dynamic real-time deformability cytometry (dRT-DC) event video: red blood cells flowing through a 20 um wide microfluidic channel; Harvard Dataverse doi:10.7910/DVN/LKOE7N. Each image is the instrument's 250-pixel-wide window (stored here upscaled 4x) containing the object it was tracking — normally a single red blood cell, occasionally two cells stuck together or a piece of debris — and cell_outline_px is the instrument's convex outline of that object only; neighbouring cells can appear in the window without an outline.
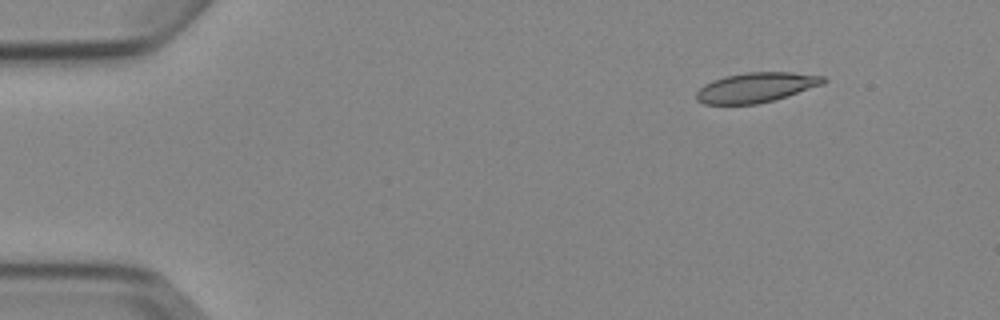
{"species": "Egyptian fruit bat (a non-hibernating species)", "species_latin": "Rousettus aegyptiacus", "temperature_condition": "cold", "stored_images_in_passage": 6, "camera_frame_rate_fps": 3000, "um_per_image_px": 0.085, "animal": {"sex": "female"}, "frame": {"image": 1, "passage_image": 2, "time_ms": 1.333, "image_size_px": [1000, 320], "cell_outline_px": [[828, 80], [824, 84], [776, 100], [756, 104], [704, 104], [696, 100], [696, 92], [704, 84], [712, 80], [724, 76], [744, 72], [792, 72], [824, 76]], "centroid_in_image_um": [64.28, 7.43], "position_along_channel_um": 20.7, "area_um2": 22.37}}
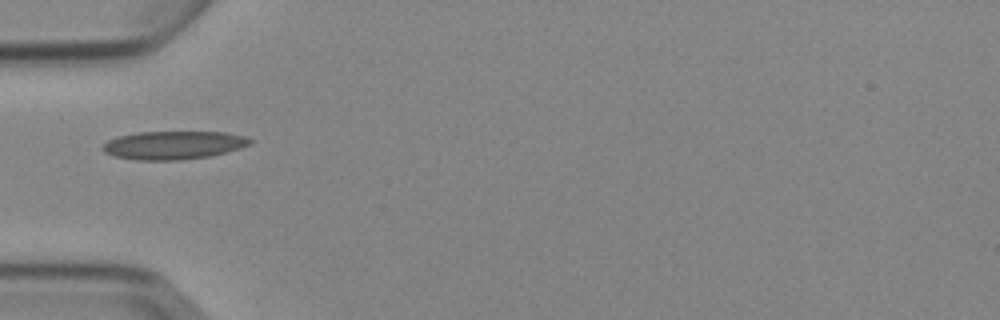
{"frame": {"image": 2, "passage_image": 5, "time_ms": 5.0, "image_size_px": [1000, 320], "cell_outline_px": [[252, 144], [240, 148], [208, 156], [180, 160], [136, 160], [112, 156], [104, 152], [100, 148], [108, 140], [116, 136], [136, 132], [224, 132], [244, 136], [252, 140]], "centroid_in_image_um": [14.69, 12.33], "position_along_channel_um": 70.3, "area_um2": 24.33}}
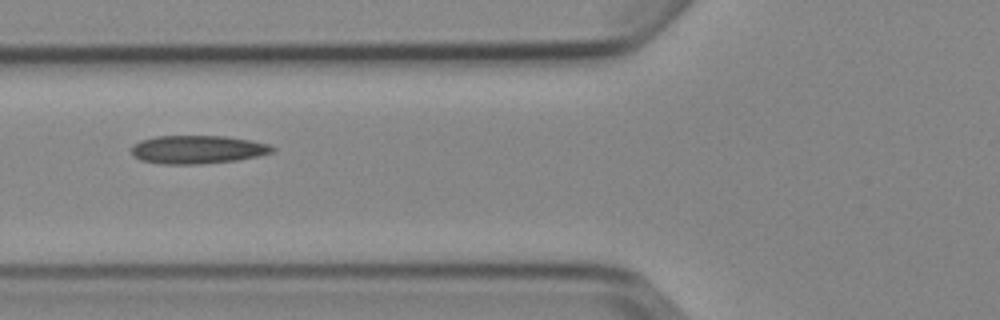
{"frame": {"image": 3, "passage_image": 6, "time_ms": 6.0, "image_size_px": [1000, 320], "cell_outline_px": [[276, 148], [272, 152], [256, 156], [236, 160], [200, 164], [160, 164], [140, 160], [132, 156], [132, 148], [140, 140], [156, 136], [224, 136], [248, 140], [268, 144]], "centroid_in_image_um": [16.75, 12.71], "position_along_channel_um": 109.1, "area_um2": 23.06}}